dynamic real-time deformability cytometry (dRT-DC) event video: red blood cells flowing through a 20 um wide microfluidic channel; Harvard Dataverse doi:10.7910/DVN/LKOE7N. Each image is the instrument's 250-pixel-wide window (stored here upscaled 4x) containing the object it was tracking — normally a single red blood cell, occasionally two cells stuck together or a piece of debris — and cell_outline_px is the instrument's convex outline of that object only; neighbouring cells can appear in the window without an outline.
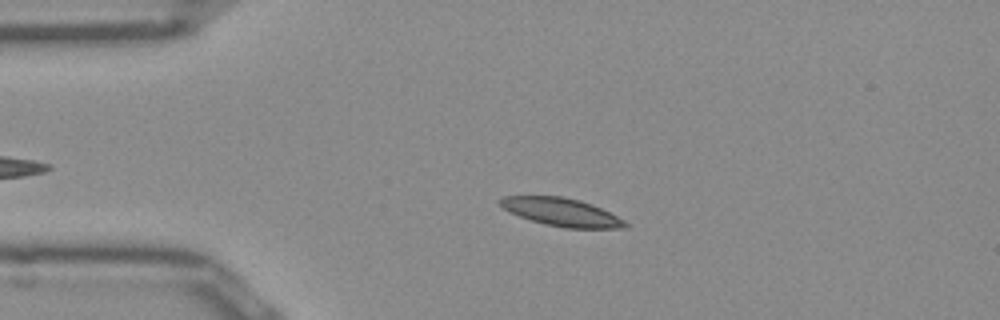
{"species": "Egyptian fruit bat (a non-hibernating species)", "species_latin": "Rousettus aegyptiacus", "temperature_condition": "room temperature", "stored_images_in_passage": 41, "camera_frame_rate_fps": 3000, "um_per_image_px": 0.085, "frame": {"image": 1, "passage_image": 11, "time_ms": 3.333, "image_size_px": [1000, 320], "cell_outline_px": [[628, 224], [624, 228], [564, 228], [544, 224], [520, 216], [504, 208], [496, 200], [504, 196], [564, 196], [580, 200], [592, 204], [624, 220]], "centroid_in_image_um": [47.72, 18.02], "position_along_channel_um": 37.3, "area_um2": 20.23}}
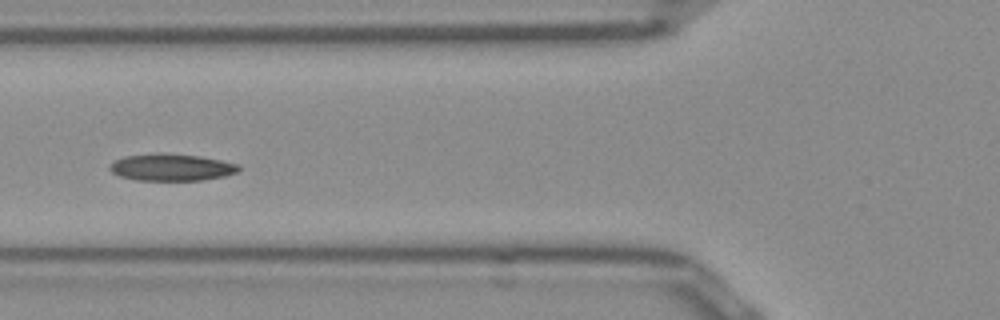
{"frame": {"image": 2, "passage_image": 19, "time_ms": 6.0, "image_size_px": [1000, 320], "cell_outline_px": [[240, 168], [236, 172], [224, 176], [200, 180], [136, 180], [120, 176], [112, 172], [108, 168], [116, 160], [124, 156], [156, 152], [164, 152], [200, 156], [240, 164]], "centroid_in_image_um": [14.57, 14.2], "position_along_channel_um": 111.2, "area_um2": 20.35}}
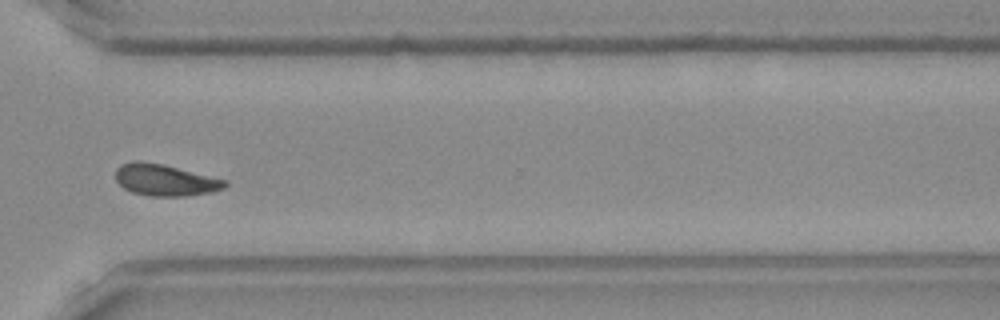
{"frame": {"image": 3, "passage_image": 38, "time_ms": 12.333, "image_size_px": [1000, 320], "cell_outline_px": [[228, 184], [224, 188], [208, 192], [184, 196], [152, 196], [132, 192], [124, 188], [116, 180], [116, 168], [120, 164], [132, 160], [140, 160], [164, 164], [228, 180]], "centroid_in_image_um": [14.01, 15.28], "position_along_channel_um": 356.6, "area_um2": 20.23}, "authors_computed_cell_mechanics": {"area_um2": 20.1722, "velocity_mm_per_s": 3.8637, "shape_relaxation_time_tau1_ms": null, "shape_relaxation_time_tau2_ms": 3.7065, "deformation_change_tau1": null, "deformation_change_tau2": 0.0882}}